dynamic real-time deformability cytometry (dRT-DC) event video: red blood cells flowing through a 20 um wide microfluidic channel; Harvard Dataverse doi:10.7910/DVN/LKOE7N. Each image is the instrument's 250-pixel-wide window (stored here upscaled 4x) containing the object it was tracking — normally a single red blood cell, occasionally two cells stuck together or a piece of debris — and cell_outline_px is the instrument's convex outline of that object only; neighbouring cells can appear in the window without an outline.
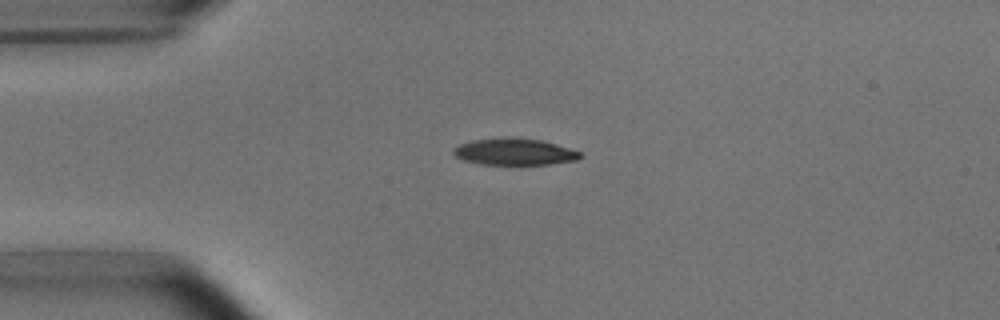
{"species": "common noctule bat (a hibernating species)", "species_latin": "Nyctalus noctula", "temperature_condition": "room temperature", "stored_images_in_passage": 4, "camera_frame_rate_fps": 3000, "um_per_image_px": 0.085, "animal": {"sex": "male", "body_mass_g": 15.6}, "frame": {"image": 1, "passage_image": 3, "time_ms": 2.333, "image_size_px": [1000, 320], "cell_outline_px": [[584, 156], [576, 160], [552, 164], [480, 164], [464, 160], [456, 156], [452, 152], [452, 148], [460, 144], [472, 140], [540, 140], [556, 144], [580, 152]], "centroid_in_image_um": [43.74, 12.95], "position_along_channel_um": 41.3, "area_um2": 18.79}}